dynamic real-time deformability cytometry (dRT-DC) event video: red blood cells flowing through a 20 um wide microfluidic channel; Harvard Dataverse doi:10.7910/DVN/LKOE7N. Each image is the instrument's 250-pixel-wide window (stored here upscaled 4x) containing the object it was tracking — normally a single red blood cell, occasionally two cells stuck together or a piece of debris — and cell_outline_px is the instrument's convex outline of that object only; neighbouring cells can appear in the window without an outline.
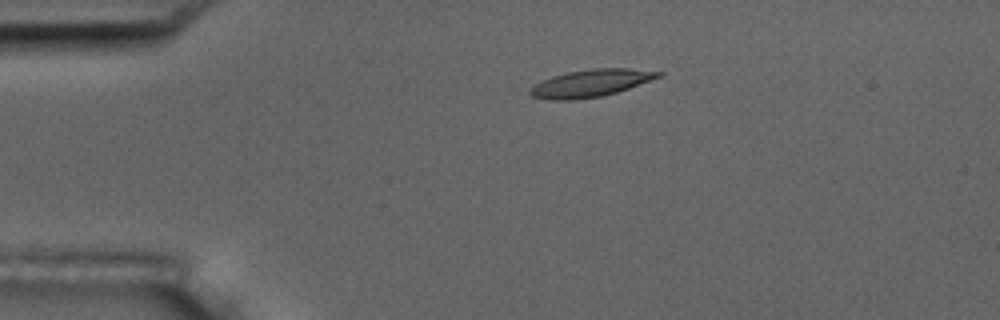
{"species": "common noctule bat (a hibernating species)", "species_latin": "Nyctalus noctula", "temperature_condition": "room temperature", "stored_images_in_passage": 6, "camera_frame_rate_fps": 3000, "um_per_image_px": 0.085, "animal": {"sex": "male", "body_mass_g": 17.5, "forearm_length_mm": 52.3}, "frame": {"image": 1, "passage_image": 4, "time_ms": 3.333, "image_size_px": [1000, 320], "cell_outline_px": [[664, 72], [660, 76], [628, 88], [604, 96], [572, 100], [552, 100], [532, 96], [528, 92], [536, 84], [552, 76], [568, 72], [592, 68], [628, 68]], "centroid_in_image_um": [50.21, 7.07], "position_along_channel_um": 34.8, "area_um2": 20.11}}
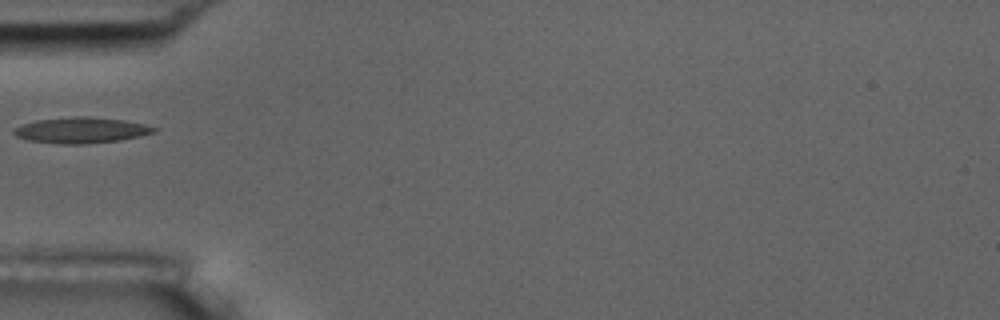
{"frame": {"image": 2, "passage_image": 6, "time_ms": 5.667, "image_size_px": [1000, 320], "cell_outline_px": [[160, 128], [156, 132], [140, 136], [120, 140], [84, 144], [60, 144], [28, 140], [16, 136], [12, 132], [12, 128], [20, 124], [36, 120], [76, 116], [84, 116], [124, 120], [144, 124]], "centroid_in_image_um": [6.88, 11.07], "position_along_channel_um": 78.1, "area_um2": 21.27}}